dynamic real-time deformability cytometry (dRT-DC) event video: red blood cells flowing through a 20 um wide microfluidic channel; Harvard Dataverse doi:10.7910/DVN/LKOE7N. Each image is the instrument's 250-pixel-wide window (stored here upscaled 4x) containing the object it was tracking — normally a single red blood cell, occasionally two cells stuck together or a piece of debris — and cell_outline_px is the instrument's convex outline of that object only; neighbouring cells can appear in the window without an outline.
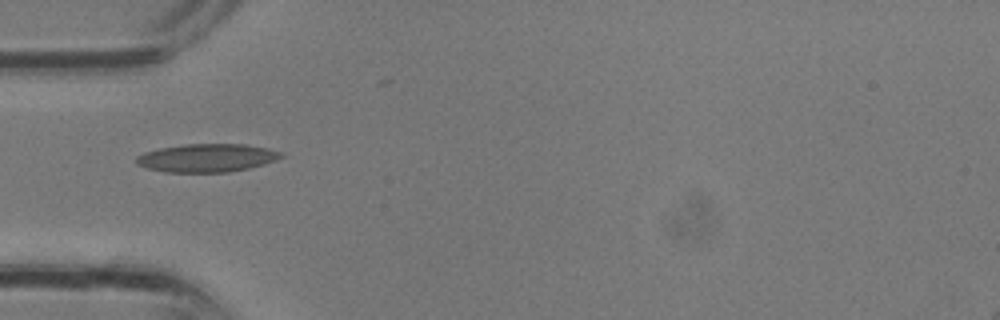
{"species": "common noctule bat (a hibernating species)", "species_latin": "Nyctalus noctula", "temperature_condition": "room temperature", "stored_images_in_passage": 1, "camera_frame_rate_fps": 3000, "um_per_image_px": 0.085, "animal": {"sex": "male", "body_mass_g": 13.3}, "frame": {"image": 1, "passage_image": 1, "time_ms": 0.0, "image_size_px": [1000, 320], "cell_outline_px": [[284, 156], [276, 160], [264, 164], [248, 168], [228, 172], [164, 172], [148, 168], [136, 164], [136, 156], [144, 152], [160, 148], [184, 144], [248, 144], [268, 148], [284, 152]], "centroid_in_image_um": [17.61, 13.41], "position_along_channel_um": 67.4, "area_um2": 23.93}}